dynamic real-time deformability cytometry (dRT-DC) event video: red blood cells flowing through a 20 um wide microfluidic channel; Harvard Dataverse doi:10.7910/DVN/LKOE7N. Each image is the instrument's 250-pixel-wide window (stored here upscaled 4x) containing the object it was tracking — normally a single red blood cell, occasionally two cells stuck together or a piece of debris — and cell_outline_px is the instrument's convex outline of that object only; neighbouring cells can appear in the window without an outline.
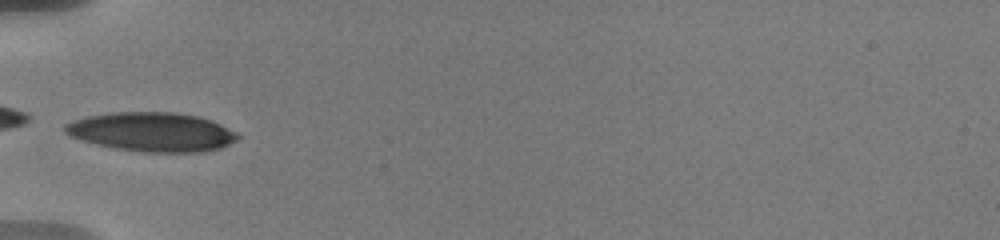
{"species": "human", "species_latin": "Homo sapiens", "temperature_condition": "warm", "stored_images_in_passage": 16, "camera_frame_rate_fps": 3000, "um_per_image_px": 0.085, "donor": {"sex": "male"}, "frame": {"image": 1, "passage_image": 1, "time_ms": 0.0, "image_size_px": [1000, 240], "cell_outline_px": [[240, 136], [236, 140], [220, 148], [200, 152], [148, 152], [116, 148], [84, 140], [72, 136], [64, 132], [64, 124], [72, 120], [88, 116], [112, 112], [176, 112], [200, 116], [212, 120], [236, 132]], "centroid_in_image_um": [12.94, 11.19], "position_along_channel_um": 72.1, "area_um2": 39.13}}
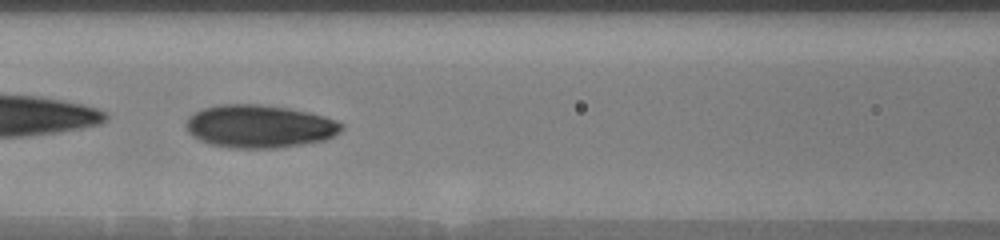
{"frame": {"image": 2, "passage_image": 10, "time_ms": 2.0, "image_size_px": [1000, 240], "cell_outline_px": [[344, 128], [340, 132], [324, 140], [276, 148], [236, 148], [212, 144], [200, 140], [192, 136], [188, 132], [184, 124], [188, 116], [204, 108], [220, 104], [260, 104], [288, 108], [308, 112], [324, 116], [336, 120], [344, 124]], "centroid_in_image_um": [22.04, 10.73], "position_along_channel_um": 144.6, "area_um2": 38.84}}
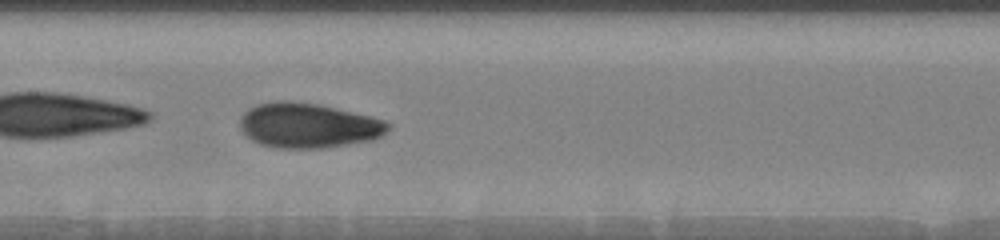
{"frame": {"image": 3, "passage_image": 15, "time_ms": 3.0, "image_size_px": [1000, 240], "cell_outline_px": [[392, 124], [380, 136], [372, 140], [320, 148], [280, 148], [260, 144], [252, 140], [240, 128], [240, 116], [248, 108], [256, 104], [272, 100], [292, 100], [320, 104], [372, 116], [384, 120]], "centroid_in_image_um": [26.17, 10.63], "position_along_channel_um": 181.2, "area_um2": 38.96}}